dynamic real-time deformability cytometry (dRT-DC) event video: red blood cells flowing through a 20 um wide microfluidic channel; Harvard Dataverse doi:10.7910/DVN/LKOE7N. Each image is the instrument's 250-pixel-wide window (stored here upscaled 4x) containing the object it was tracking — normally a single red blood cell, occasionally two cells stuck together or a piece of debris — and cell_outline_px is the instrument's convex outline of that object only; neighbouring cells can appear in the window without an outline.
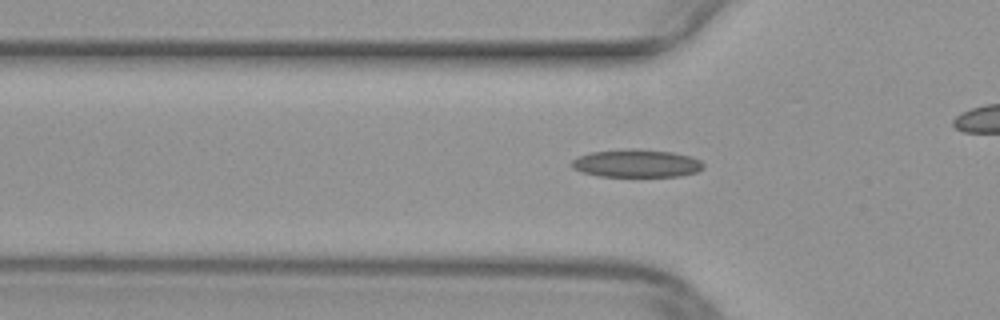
{"species": "common noctule bat (a hibernating species)", "species_latin": "Nyctalus noctula", "temperature_condition": "warm", "stored_images_in_passage": 40, "camera_frame_rate_fps": 3000, "um_per_image_px": 0.085, "animal": {"sex": "female", "body_mass_g": 29.2, "forearm_length_mm": 56.3}, "frame": {"image": 1, "passage_image": 16, "time_ms": 5.0, "image_size_px": [1000, 320], "cell_outline_px": [[704, 168], [696, 172], [680, 176], [596, 176], [572, 168], [568, 164], [572, 160], [580, 156], [592, 152], [624, 148], [640, 148], [672, 152], [688, 156], [700, 160], [704, 164]], "centroid_in_image_um": [54.08, 13.87], "position_along_channel_um": 71.7, "area_um2": 21.56}}
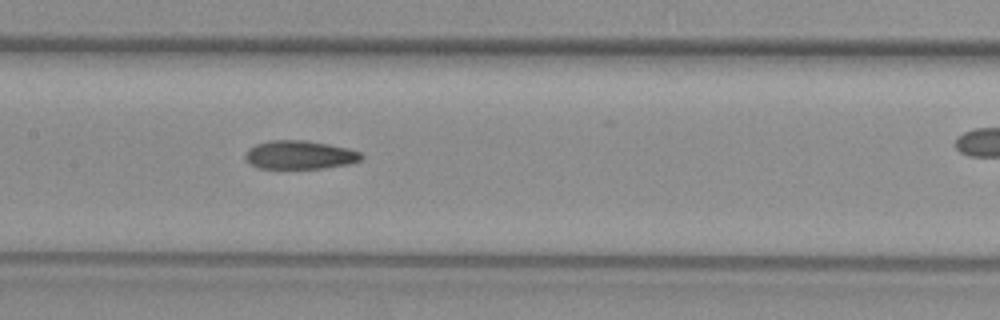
{"frame": {"image": 2, "passage_image": 24, "time_ms": 7.667, "image_size_px": [1000, 320], "cell_outline_px": [[364, 156], [360, 160], [348, 164], [324, 168], [260, 168], [252, 164], [244, 156], [244, 152], [248, 148], [256, 144], [268, 140], [304, 140], [328, 144], [348, 148], [360, 152]], "centroid_in_image_um": [25.47, 13.15], "position_along_channel_um": 181.9, "area_um2": 19.25}}
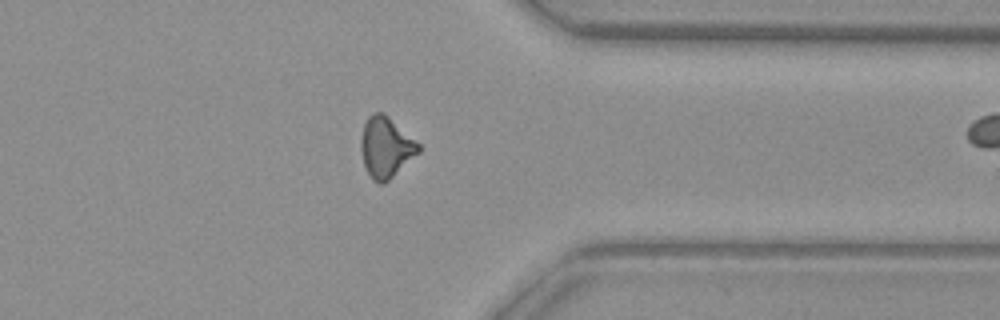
{"frame": {"image": 3, "passage_image": 39, "time_ms": 12.667, "image_size_px": [1000, 320], "cell_outline_px": [[420, 152], [384, 184], [380, 184], [372, 180], [368, 176], [360, 152], [360, 140], [364, 124], [368, 116], [372, 112], [384, 112], [420, 144]], "centroid_in_image_um": [32.78, 12.52], "position_along_channel_um": 378.6, "area_um2": 20.58}}